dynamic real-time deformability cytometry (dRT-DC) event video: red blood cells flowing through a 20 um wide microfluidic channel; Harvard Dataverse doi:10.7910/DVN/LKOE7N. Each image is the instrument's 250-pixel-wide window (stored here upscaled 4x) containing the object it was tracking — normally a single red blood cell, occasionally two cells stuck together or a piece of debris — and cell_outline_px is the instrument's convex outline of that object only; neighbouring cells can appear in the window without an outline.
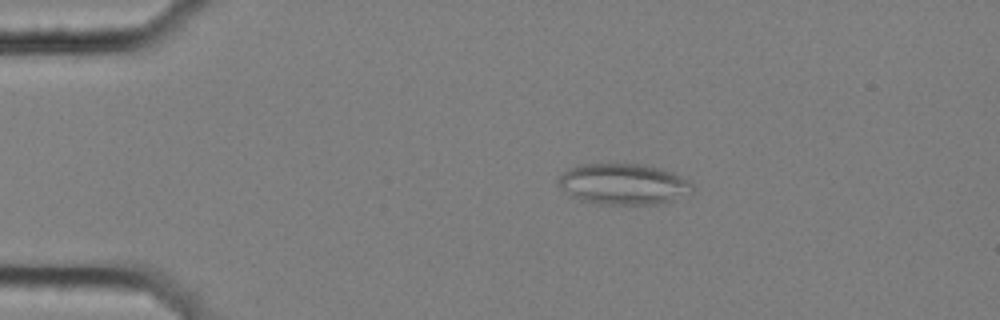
{"species": "common noctule bat (a hibernating species)", "species_latin": "Nyctalus noctula", "temperature_condition": "cold", "stored_images_in_passage": 4, "camera_frame_rate_fps": 3000, "um_per_image_px": 0.085, "animal": {"sex": "female", "body_mass_g": 25.1}, "frame": {"image": 1, "passage_image": 1, "time_ms": 0.0, "image_size_px": [1000, 320], "cell_outline_px": [[696, 188], [692, 192], [676, 200], [656, 204], [600, 204], [580, 200], [568, 196], [556, 184], [556, 180], [568, 168], [580, 164], [644, 164], [664, 168], [688, 180]], "centroid_in_image_um": [52.98, 15.65], "position_along_channel_um": 32.0, "area_um2": 32.6}}
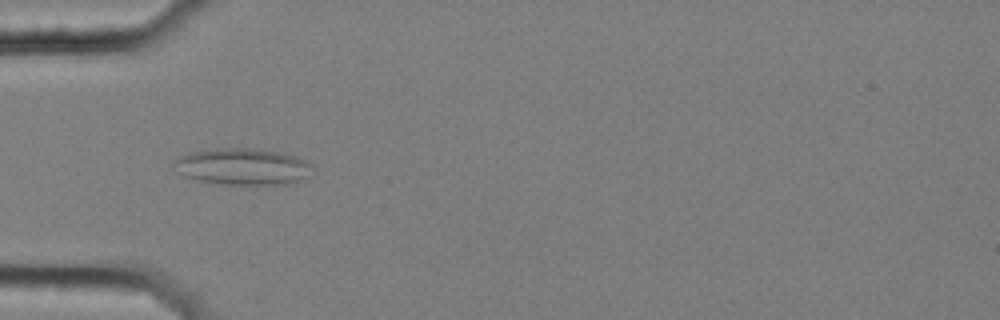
{"frame": {"image": 2, "passage_image": 3, "time_ms": 0.667, "image_size_px": [1000, 320], "cell_outline_px": [[312, 164], [308, 176], [292, 184], [224, 184], [200, 180], [184, 176], [176, 172], [172, 168], [172, 164], [180, 156], [192, 152], [216, 148], [248, 148], [284, 152], [296, 156]], "centroid_in_image_um": [20.62, 14.15], "position_along_channel_um": 64.4, "area_um2": 29.54}}